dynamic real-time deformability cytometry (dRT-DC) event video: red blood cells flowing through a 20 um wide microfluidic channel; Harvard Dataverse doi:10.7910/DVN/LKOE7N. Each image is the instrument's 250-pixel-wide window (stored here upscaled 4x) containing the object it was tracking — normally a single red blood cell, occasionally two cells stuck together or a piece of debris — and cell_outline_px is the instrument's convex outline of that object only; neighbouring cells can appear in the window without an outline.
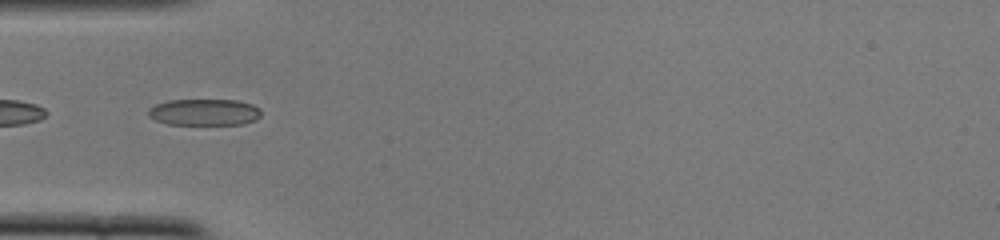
{"species": "common noctule bat (a hibernating species)", "species_latin": "Nyctalus noctula", "temperature_condition": "cold", "stored_images_in_passage": 42, "camera_frame_rate_fps": 3000, "um_per_image_px": 0.085, "animal": {"sex": "female", "body_mass_g": 22.0, "forearm_length_mm": 56.7}, "frame": {"image": 1, "passage_image": 8, "time_ms": 2.333, "image_size_px": [1000, 240], "cell_outline_px": [[260, 116], [256, 120], [244, 124], [168, 124], [156, 120], [148, 116], [148, 108], [156, 104], [168, 100], [236, 100], [252, 104], [260, 108]], "centroid_in_image_um": [17.37, 9.53], "position_along_channel_um": 67.6, "area_um2": 17.46}}
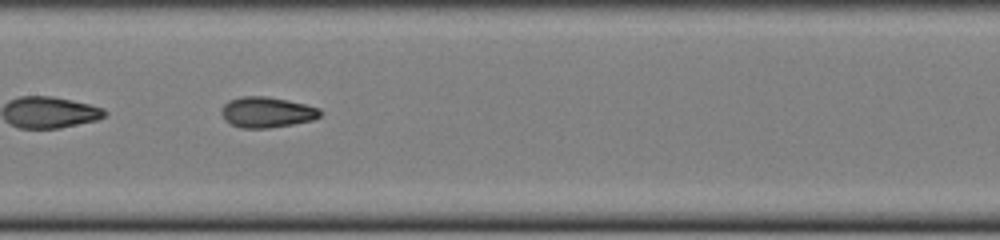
{"frame": {"image": 2, "passage_image": 17, "time_ms": 5.333, "image_size_px": [1000, 240], "cell_outline_px": [[324, 112], [320, 116], [312, 120], [292, 124], [268, 128], [240, 128], [224, 120], [220, 112], [220, 108], [228, 100], [240, 96], [268, 96], [288, 100], [320, 108]], "centroid_in_image_um": [22.66, 9.53], "position_along_channel_um": 184.7, "area_um2": 17.86}}
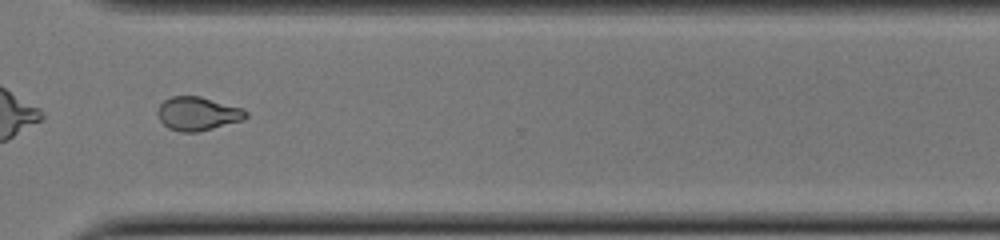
{"frame": {"image": 3, "passage_image": 30, "time_ms": 9.667, "image_size_px": [1000, 240], "cell_outline_px": [[248, 116], [244, 120], [196, 132], [180, 132], [168, 128], [160, 120], [156, 112], [160, 104], [164, 100], [172, 96], [200, 96], [244, 108], [248, 112]], "centroid_in_image_um": [16.82, 9.65], "position_along_channel_um": 353.8, "area_um2": 17.4}, "authors_computed_cell_mechanics": {"area_um2": 17.6868, "velocity_mm_per_s": 3.9, "shape_relaxation_time_tau1_ms": 4.109, "shape_relaxation_time_tau2_ms": 1.7433, "deformation_change_tau1": 0.1569, "deformation_change_tau2": 0.0728}}